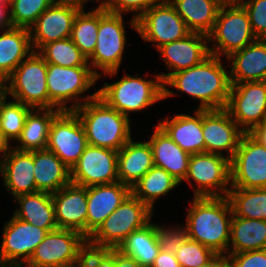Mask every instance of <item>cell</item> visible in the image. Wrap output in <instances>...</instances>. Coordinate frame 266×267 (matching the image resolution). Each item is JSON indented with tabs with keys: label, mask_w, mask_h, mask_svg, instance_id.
I'll return each instance as SVG.
<instances>
[{
	"label": "cell",
	"mask_w": 266,
	"mask_h": 267,
	"mask_svg": "<svg viewBox=\"0 0 266 267\" xmlns=\"http://www.w3.org/2000/svg\"><path fill=\"white\" fill-rule=\"evenodd\" d=\"M221 58L210 54L194 67L173 73L163 83L164 99L175 95L166 87L167 85L200 100L197 109L225 108L229 99L231 83L229 71L223 67Z\"/></svg>",
	"instance_id": "obj_1"
},
{
	"label": "cell",
	"mask_w": 266,
	"mask_h": 267,
	"mask_svg": "<svg viewBox=\"0 0 266 267\" xmlns=\"http://www.w3.org/2000/svg\"><path fill=\"white\" fill-rule=\"evenodd\" d=\"M187 210L185 229L188 238L211 248L218 255H225L230 245L233 217L228 197H194Z\"/></svg>",
	"instance_id": "obj_2"
},
{
	"label": "cell",
	"mask_w": 266,
	"mask_h": 267,
	"mask_svg": "<svg viewBox=\"0 0 266 267\" xmlns=\"http://www.w3.org/2000/svg\"><path fill=\"white\" fill-rule=\"evenodd\" d=\"M74 112L85 129L90 145L119 151L131 139L129 117L110 107L98 95Z\"/></svg>",
	"instance_id": "obj_3"
},
{
	"label": "cell",
	"mask_w": 266,
	"mask_h": 267,
	"mask_svg": "<svg viewBox=\"0 0 266 267\" xmlns=\"http://www.w3.org/2000/svg\"><path fill=\"white\" fill-rule=\"evenodd\" d=\"M98 79V76L90 66L62 67L47 63L46 83L49 95V109L74 111L82 104L94 99L98 95V91L92 95L84 96V98L81 95L95 85ZM69 101L73 103H71L70 107H67L66 104Z\"/></svg>",
	"instance_id": "obj_4"
},
{
	"label": "cell",
	"mask_w": 266,
	"mask_h": 267,
	"mask_svg": "<svg viewBox=\"0 0 266 267\" xmlns=\"http://www.w3.org/2000/svg\"><path fill=\"white\" fill-rule=\"evenodd\" d=\"M125 75L119 81L107 84L98 90V96L110 107L129 117L130 112H138L164 99V85L159 74L155 80Z\"/></svg>",
	"instance_id": "obj_5"
},
{
	"label": "cell",
	"mask_w": 266,
	"mask_h": 267,
	"mask_svg": "<svg viewBox=\"0 0 266 267\" xmlns=\"http://www.w3.org/2000/svg\"><path fill=\"white\" fill-rule=\"evenodd\" d=\"M125 34L123 14L111 13L99 7L97 43L94 52L88 58V64L98 78L102 77V74H117L126 46ZM94 67L102 72L99 73Z\"/></svg>",
	"instance_id": "obj_6"
},
{
	"label": "cell",
	"mask_w": 266,
	"mask_h": 267,
	"mask_svg": "<svg viewBox=\"0 0 266 267\" xmlns=\"http://www.w3.org/2000/svg\"><path fill=\"white\" fill-rule=\"evenodd\" d=\"M47 63L32 52L7 78V94L24 105L35 109H49Z\"/></svg>",
	"instance_id": "obj_7"
},
{
	"label": "cell",
	"mask_w": 266,
	"mask_h": 267,
	"mask_svg": "<svg viewBox=\"0 0 266 267\" xmlns=\"http://www.w3.org/2000/svg\"><path fill=\"white\" fill-rule=\"evenodd\" d=\"M153 212L131 193L89 238L93 242L118 248L131 232L151 221Z\"/></svg>",
	"instance_id": "obj_8"
},
{
	"label": "cell",
	"mask_w": 266,
	"mask_h": 267,
	"mask_svg": "<svg viewBox=\"0 0 266 267\" xmlns=\"http://www.w3.org/2000/svg\"><path fill=\"white\" fill-rule=\"evenodd\" d=\"M249 16L244 7H221L218 11L212 32L208 41L216 42L213 48L209 47L212 55L227 58L231 53L243 49L256 41Z\"/></svg>",
	"instance_id": "obj_9"
},
{
	"label": "cell",
	"mask_w": 266,
	"mask_h": 267,
	"mask_svg": "<svg viewBox=\"0 0 266 267\" xmlns=\"http://www.w3.org/2000/svg\"><path fill=\"white\" fill-rule=\"evenodd\" d=\"M192 179L198 185L194 189V197L228 196L231 188L227 187L231 185L230 159L212 153L192 154L184 181L193 187Z\"/></svg>",
	"instance_id": "obj_10"
},
{
	"label": "cell",
	"mask_w": 266,
	"mask_h": 267,
	"mask_svg": "<svg viewBox=\"0 0 266 267\" xmlns=\"http://www.w3.org/2000/svg\"><path fill=\"white\" fill-rule=\"evenodd\" d=\"M231 188H266V148L244 133L230 160Z\"/></svg>",
	"instance_id": "obj_11"
},
{
	"label": "cell",
	"mask_w": 266,
	"mask_h": 267,
	"mask_svg": "<svg viewBox=\"0 0 266 267\" xmlns=\"http://www.w3.org/2000/svg\"><path fill=\"white\" fill-rule=\"evenodd\" d=\"M88 146L85 129L74 111H60L49 128L46 149L72 168Z\"/></svg>",
	"instance_id": "obj_12"
},
{
	"label": "cell",
	"mask_w": 266,
	"mask_h": 267,
	"mask_svg": "<svg viewBox=\"0 0 266 267\" xmlns=\"http://www.w3.org/2000/svg\"><path fill=\"white\" fill-rule=\"evenodd\" d=\"M225 109L245 133L266 122V81L231 84Z\"/></svg>",
	"instance_id": "obj_13"
},
{
	"label": "cell",
	"mask_w": 266,
	"mask_h": 267,
	"mask_svg": "<svg viewBox=\"0 0 266 267\" xmlns=\"http://www.w3.org/2000/svg\"><path fill=\"white\" fill-rule=\"evenodd\" d=\"M136 22L137 33L144 41L155 43L156 49L182 39L190 33L169 0H161L158 5L150 7L136 19Z\"/></svg>",
	"instance_id": "obj_14"
},
{
	"label": "cell",
	"mask_w": 266,
	"mask_h": 267,
	"mask_svg": "<svg viewBox=\"0 0 266 267\" xmlns=\"http://www.w3.org/2000/svg\"><path fill=\"white\" fill-rule=\"evenodd\" d=\"M47 234V230L12 216L3 229L0 267H24Z\"/></svg>",
	"instance_id": "obj_15"
},
{
	"label": "cell",
	"mask_w": 266,
	"mask_h": 267,
	"mask_svg": "<svg viewBox=\"0 0 266 267\" xmlns=\"http://www.w3.org/2000/svg\"><path fill=\"white\" fill-rule=\"evenodd\" d=\"M118 151L88 144L71 168V183L89 187L118 180Z\"/></svg>",
	"instance_id": "obj_16"
},
{
	"label": "cell",
	"mask_w": 266,
	"mask_h": 267,
	"mask_svg": "<svg viewBox=\"0 0 266 267\" xmlns=\"http://www.w3.org/2000/svg\"><path fill=\"white\" fill-rule=\"evenodd\" d=\"M82 8L75 3L59 1L48 7L29 28L33 52L50 42L69 38L74 19Z\"/></svg>",
	"instance_id": "obj_17"
},
{
	"label": "cell",
	"mask_w": 266,
	"mask_h": 267,
	"mask_svg": "<svg viewBox=\"0 0 266 267\" xmlns=\"http://www.w3.org/2000/svg\"><path fill=\"white\" fill-rule=\"evenodd\" d=\"M202 133L205 141V153L224 156L232 159L240 139L245 133L232 119L225 108L202 110ZM222 151V152H221Z\"/></svg>",
	"instance_id": "obj_18"
},
{
	"label": "cell",
	"mask_w": 266,
	"mask_h": 267,
	"mask_svg": "<svg viewBox=\"0 0 266 267\" xmlns=\"http://www.w3.org/2000/svg\"><path fill=\"white\" fill-rule=\"evenodd\" d=\"M85 237L75 230L56 229L48 232L36 247L25 267H55L73 264Z\"/></svg>",
	"instance_id": "obj_19"
},
{
	"label": "cell",
	"mask_w": 266,
	"mask_h": 267,
	"mask_svg": "<svg viewBox=\"0 0 266 267\" xmlns=\"http://www.w3.org/2000/svg\"><path fill=\"white\" fill-rule=\"evenodd\" d=\"M208 36L190 32L184 38L162 45L157 50L168 69L166 74H159L163 83L173 74L194 67L210 55Z\"/></svg>",
	"instance_id": "obj_20"
},
{
	"label": "cell",
	"mask_w": 266,
	"mask_h": 267,
	"mask_svg": "<svg viewBox=\"0 0 266 267\" xmlns=\"http://www.w3.org/2000/svg\"><path fill=\"white\" fill-rule=\"evenodd\" d=\"M59 229H71L87 237V187L70 183L52 194Z\"/></svg>",
	"instance_id": "obj_21"
},
{
	"label": "cell",
	"mask_w": 266,
	"mask_h": 267,
	"mask_svg": "<svg viewBox=\"0 0 266 267\" xmlns=\"http://www.w3.org/2000/svg\"><path fill=\"white\" fill-rule=\"evenodd\" d=\"M131 194V188L117 181L87 187V237Z\"/></svg>",
	"instance_id": "obj_22"
},
{
	"label": "cell",
	"mask_w": 266,
	"mask_h": 267,
	"mask_svg": "<svg viewBox=\"0 0 266 267\" xmlns=\"http://www.w3.org/2000/svg\"><path fill=\"white\" fill-rule=\"evenodd\" d=\"M0 174L4 186L14 198L38 192L34 179V151H19L11 147L0 163Z\"/></svg>",
	"instance_id": "obj_23"
},
{
	"label": "cell",
	"mask_w": 266,
	"mask_h": 267,
	"mask_svg": "<svg viewBox=\"0 0 266 267\" xmlns=\"http://www.w3.org/2000/svg\"><path fill=\"white\" fill-rule=\"evenodd\" d=\"M230 83L266 81V39H257L243 49L231 53Z\"/></svg>",
	"instance_id": "obj_24"
},
{
	"label": "cell",
	"mask_w": 266,
	"mask_h": 267,
	"mask_svg": "<svg viewBox=\"0 0 266 267\" xmlns=\"http://www.w3.org/2000/svg\"><path fill=\"white\" fill-rule=\"evenodd\" d=\"M158 126L184 151L192 154L205 153L202 133V110L196 109L194 116L178 114L172 119L160 121Z\"/></svg>",
	"instance_id": "obj_25"
},
{
	"label": "cell",
	"mask_w": 266,
	"mask_h": 267,
	"mask_svg": "<svg viewBox=\"0 0 266 267\" xmlns=\"http://www.w3.org/2000/svg\"><path fill=\"white\" fill-rule=\"evenodd\" d=\"M153 153L154 166L163 168L179 183L183 182L191 155L176 144L158 125L148 141Z\"/></svg>",
	"instance_id": "obj_26"
},
{
	"label": "cell",
	"mask_w": 266,
	"mask_h": 267,
	"mask_svg": "<svg viewBox=\"0 0 266 267\" xmlns=\"http://www.w3.org/2000/svg\"><path fill=\"white\" fill-rule=\"evenodd\" d=\"M154 166L148 141L133 142L132 138L118 151V180L132 188Z\"/></svg>",
	"instance_id": "obj_27"
},
{
	"label": "cell",
	"mask_w": 266,
	"mask_h": 267,
	"mask_svg": "<svg viewBox=\"0 0 266 267\" xmlns=\"http://www.w3.org/2000/svg\"><path fill=\"white\" fill-rule=\"evenodd\" d=\"M34 179L37 191L53 194L71 183V169L53 152L34 150Z\"/></svg>",
	"instance_id": "obj_28"
},
{
	"label": "cell",
	"mask_w": 266,
	"mask_h": 267,
	"mask_svg": "<svg viewBox=\"0 0 266 267\" xmlns=\"http://www.w3.org/2000/svg\"><path fill=\"white\" fill-rule=\"evenodd\" d=\"M15 200L20 207L13 216L48 232L58 229L52 194L38 191L17 196Z\"/></svg>",
	"instance_id": "obj_29"
},
{
	"label": "cell",
	"mask_w": 266,
	"mask_h": 267,
	"mask_svg": "<svg viewBox=\"0 0 266 267\" xmlns=\"http://www.w3.org/2000/svg\"><path fill=\"white\" fill-rule=\"evenodd\" d=\"M0 34V75L6 79L32 52L29 29L11 27Z\"/></svg>",
	"instance_id": "obj_30"
},
{
	"label": "cell",
	"mask_w": 266,
	"mask_h": 267,
	"mask_svg": "<svg viewBox=\"0 0 266 267\" xmlns=\"http://www.w3.org/2000/svg\"><path fill=\"white\" fill-rule=\"evenodd\" d=\"M190 32L209 35L220 7L214 0H169Z\"/></svg>",
	"instance_id": "obj_31"
},
{
	"label": "cell",
	"mask_w": 266,
	"mask_h": 267,
	"mask_svg": "<svg viewBox=\"0 0 266 267\" xmlns=\"http://www.w3.org/2000/svg\"><path fill=\"white\" fill-rule=\"evenodd\" d=\"M230 243L232 244L228 246V254L266 249V221L237 217L233 214Z\"/></svg>",
	"instance_id": "obj_32"
},
{
	"label": "cell",
	"mask_w": 266,
	"mask_h": 267,
	"mask_svg": "<svg viewBox=\"0 0 266 267\" xmlns=\"http://www.w3.org/2000/svg\"><path fill=\"white\" fill-rule=\"evenodd\" d=\"M59 109L33 108L27 115L20 137L21 145L15 149L19 151H34L46 149L48 144L49 128ZM42 114V115H41Z\"/></svg>",
	"instance_id": "obj_33"
},
{
	"label": "cell",
	"mask_w": 266,
	"mask_h": 267,
	"mask_svg": "<svg viewBox=\"0 0 266 267\" xmlns=\"http://www.w3.org/2000/svg\"><path fill=\"white\" fill-rule=\"evenodd\" d=\"M117 249L133 257L142 267H151L161 250L156 236V224L150 221L131 232Z\"/></svg>",
	"instance_id": "obj_34"
},
{
	"label": "cell",
	"mask_w": 266,
	"mask_h": 267,
	"mask_svg": "<svg viewBox=\"0 0 266 267\" xmlns=\"http://www.w3.org/2000/svg\"><path fill=\"white\" fill-rule=\"evenodd\" d=\"M179 184L166 170L153 166L131 188V193L153 211L155 200L170 193Z\"/></svg>",
	"instance_id": "obj_35"
},
{
	"label": "cell",
	"mask_w": 266,
	"mask_h": 267,
	"mask_svg": "<svg viewBox=\"0 0 266 267\" xmlns=\"http://www.w3.org/2000/svg\"><path fill=\"white\" fill-rule=\"evenodd\" d=\"M227 197L235 216L266 221V188H230Z\"/></svg>",
	"instance_id": "obj_36"
},
{
	"label": "cell",
	"mask_w": 266,
	"mask_h": 267,
	"mask_svg": "<svg viewBox=\"0 0 266 267\" xmlns=\"http://www.w3.org/2000/svg\"><path fill=\"white\" fill-rule=\"evenodd\" d=\"M98 27L99 7L86 13L82 8L74 19L70 38L87 58L94 52Z\"/></svg>",
	"instance_id": "obj_37"
},
{
	"label": "cell",
	"mask_w": 266,
	"mask_h": 267,
	"mask_svg": "<svg viewBox=\"0 0 266 267\" xmlns=\"http://www.w3.org/2000/svg\"><path fill=\"white\" fill-rule=\"evenodd\" d=\"M38 54L46 63L62 67L90 66L88 58L70 37L45 44Z\"/></svg>",
	"instance_id": "obj_38"
},
{
	"label": "cell",
	"mask_w": 266,
	"mask_h": 267,
	"mask_svg": "<svg viewBox=\"0 0 266 267\" xmlns=\"http://www.w3.org/2000/svg\"><path fill=\"white\" fill-rule=\"evenodd\" d=\"M33 108L17 101L7 102V98L0 104V130L10 142L20 137L28 113Z\"/></svg>",
	"instance_id": "obj_39"
},
{
	"label": "cell",
	"mask_w": 266,
	"mask_h": 267,
	"mask_svg": "<svg viewBox=\"0 0 266 267\" xmlns=\"http://www.w3.org/2000/svg\"><path fill=\"white\" fill-rule=\"evenodd\" d=\"M56 0H9L12 27L29 29Z\"/></svg>",
	"instance_id": "obj_40"
},
{
	"label": "cell",
	"mask_w": 266,
	"mask_h": 267,
	"mask_svg": "<svg viewBox=\"0 0 266 267\" xmlns=\"http://www.w3.org/2000/svg\"><path fill=\"white\" fill-rule=\"evenodd\" d=\"M175 255L181 267H205L218 256L211 248L189 238Z\"/></svg>",
	"instance_id": "obj_41"
},
{
	"label": "cell",
	"mask_w": 266,
	"mask_h": 267,
	"mask_svg": "<svg viewBox=\"0 0 266 267\" xmlns=\"http://www.w3.org/2000/svg\"><path fill=\"white\" fill-rule=\"evenodd\" d=\"M112 247L93 242L89 237L80 243L74 267H99L102 259L111 251Z\"/></svg>",
	"instance_id": "obj_42"
},
{
	"label": "cell",
	"mask_w": 266,
	"mask_h": 267,
	"mask_svg": "<svg viewBox=\"0 0 266 267\" xmlns=\"http://www.w3.org/2000/svg\"><path fill=\"white\" fill-rule=\"evenodd\" d=\"M160 0H105L103 8L111 13L116 14H124L127 12H137V14L133 15L131 22L132 28L137 30V22L138 19L146 10L150 7L158 5Z\"/></svg>",
	"instance_id": "obj_43"
},
{
	"label": "cell",
	"mask_w": 266,
	"mask_h": 267,
	"mask_svg": "<svg viewBox=\"0 0 266 267\" xmlns=\"http://www.w3.org/2000/svg\"><path fill=\"white\" fill-rule=\"evenodd\" d=\"M251 28L257 39H266V0H243Z\"/></svg>",
	"instance_id": "obj_44"
},
{
	"label": "cell",
	"mask_w": 266,
	"mask_h": 267,
	"mask_svg": "<svg viewBox=\"0 0 266 267\" xmlns=\"http://www.w3.org/2000/svg\"><path fill=\"white\" fill-rule=\"evenodd\" d=\"M156 236L159 247L162 251L170 252L175 254L181 245L188 238L185 228H174L171 229L163 228L162 226L156 225Z\"/></svg>",
	"instance_id": "obj_45"
},
{
	"label": "cell",
	"mask_w": 266,
	"mask_h": 267,
	"mask_svg": "<svg viewBox=\"0 0 266 267\" xmlns=\"http://www.w3.org/2000/svg\"><path fill=\"white\" fill-rule=\"evenodd\" d=\"M231 267H266V249L228 254Z\"/></svg>",
	"instance_id": "obj_46"
},
{
	"label": "cell",
	"mask_w": 266,
	"mask_h": 267,
	"mask_svg": "<svg viewBox=\"0 0 266 267\" xmlns=\"http://www.w3.org/2000/svg\"><path fill=\"white\" fill-rule=\"evenodd\" d=\"M151 267H181L176 255L160 250Z\"/></svg>",
	"instance_id": "obj_47"
},
{
	"label": "cell",
	"mask_w": 266,
	"mask_h": 267,
	"mask_svg": "<svg viewBox=\"0 0 266 267\" xmlns=\"http://www.w3.org/2000/svg\"><path fill=\"white\" fill-rule=\"evenodd\" d=\"M115 267H142L133 257L115 248Z\"/></svg>",
	"instance_id": "obj_48"
},
{
	"label": "cell",
	"mask_w": 266,
	"mask_h": 267,
	"mask_svg": "<svg viewBox=\"0 0 266 267\" xmlns=\"http://www.w3.org/2000/svg\"><path fill=\"white\" fill-rule=\"evenodd\" d=\"M248 134L266 148V122L254 126Z\"/></svg>",
	"instance_id": "obj_49"
},
{
	"label": "cell",
	"mask_w": 266,
	"mask_h": 267,
	"mask_svg": "<svg viewBox=\"0 0 266 267\" xmlns=\"http://www.w3.org/2000/svg\"><path fill=\"white\" fill-rule=\"evenodd\" d=\"M9 8V1H1L0 2V28L2 30L11 28V21H10V9Z\"/></svg>",
	"instance_id": "obj_50"
},
{
	"label": "cell",
	"mask_w": 266,
	"mask_h": 267,
	"mask_svg": "<svg viewBox=\"0 0 266 267\" xmlns=\"http://www.w3.org/2000/svg\"><path fill=\"white\" fill-rule=\"evenodd\" d=\"M10 149H11V146H10L9 141L4 137L3 133L0 130V154L2 153V158L0 159V163L7 156Z\"/></svg>",
	"instance_id": "obj_51"
},
{
	"label": "cell",
	"mask_w": 266,
	"mask_h": 267,
	"mask_svg": "<svg viewBox=\"0 0 266 267\" xmlns=\"http://www.w3.org/2000/svg\"><path fill=\"white\" fill-rule=\"evenodd\" d=\"M205 267H231L225 255H218L212 262Z\"/></svg>",
	"instance_id": "obj_52"
},
{
	"label": "cell",
	"mask_w": 266,
	"mask_h": 267,
	"mask_svg": "<svg viewBox=\"0 0 266 267\" xmlns=\"http://www.w3.org/2000/svg\"><path fill=\"white\" fill-rule=\"evenodd\" d=\"M99 267H115V248L102 259Z\"/></svg>",
	"instance_id": "obj_53"
},
{
	"label": "cell",
	"mask_w": 266,
	"mask_h": 267,
	"mask_svg": "<svg viewBox=\"0 0 266 267\" xmlns=\"http://www.w3.org/2000/svg\"><path fill=\"white\" fill-rule=\"evenodd\" d=\"M221 7H237L241 6L243 0H214Z\"/></svg>",
	"instance_id": "obj_54"
},
{
	"label": "cell",
	"mask_w": 266,
	"mask_h": 267,
	"mask_svg": "<svg viewBox=\"0 0 266 267\" xmlns=\"http://www.w3.org/2000/svg\"><path fill=\"white\" fill-rule=\"evenodd\" d=\"M7 79L0 75V104L7 98Z\"/></svg>",
	"instance_id": "obj_55"
},
{
	"label": "cell",
	"mask_w": 266,
	"mask_h": 267,
	"mask_svg": "<svg viewBox=\"0 0 266 267\" xmlns=\"http://www.w3.org/2000/svg\"><path fill=\"white\" fill-rule=\"evenodd\" d=\"M56 1H59V2H68V3H75V4H78L80 6H82L84 8V5L87 1H90V0H56ZM99 1V0H97ZM102 2L100 3V5H98V7H103L104 3H105V0H101Z\"/></svg>",
	"instance_id": "obj_56"
},
{
	"label": "cell",
	"mask_w": 266,
	"mask_h": 267,
	"mask_svg": "<svg viewBox=\"0 0 266 267\" xmlns=\"http://www.w3.org/2000/svg\"><path fill=\"white\" fill-rule=\"evenodd\" d=\"M55 267H74L72 264L64 265V266H55Z\"/></svg>",
	"instance_id": "obj_57"
}]
</instances>
